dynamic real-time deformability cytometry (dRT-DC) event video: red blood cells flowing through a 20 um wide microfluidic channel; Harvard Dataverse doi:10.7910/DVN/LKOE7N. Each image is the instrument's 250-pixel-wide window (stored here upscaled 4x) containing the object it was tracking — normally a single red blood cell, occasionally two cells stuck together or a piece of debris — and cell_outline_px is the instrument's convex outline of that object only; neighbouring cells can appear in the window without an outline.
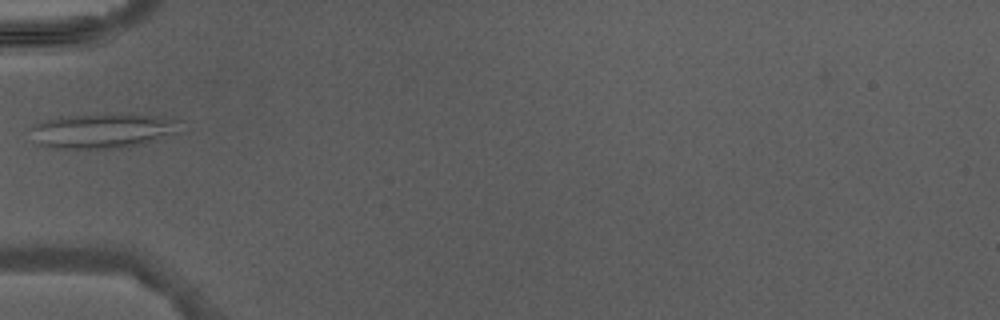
{"species": "Egyptian fruit bat (a non-hibernating species)", "species_latin": "Rousettus aegyptiacus", "temperature_condition": "warm", "stored_images_in_passage": 3, "camera_frame_rate_fps": 3000, "um_per_image_px": 0.085, "animal": {"sex": "male"}, "frame": {"image": 1, "passage_image": 3, "time_ms": 2.667, "image_size_px": [1000, 320], "cell_outline_px": [[180, 120], [176, 132], [144, 144], [104, 148], [52, 148], [36, 144], [28, 128], [32, 124], [48, 120], [68, 116], [152, 116]], "centroid_in_image_um": [8.6, 11.15], "position_along_channel_um": 76.4, "area_um2": 29.02}}